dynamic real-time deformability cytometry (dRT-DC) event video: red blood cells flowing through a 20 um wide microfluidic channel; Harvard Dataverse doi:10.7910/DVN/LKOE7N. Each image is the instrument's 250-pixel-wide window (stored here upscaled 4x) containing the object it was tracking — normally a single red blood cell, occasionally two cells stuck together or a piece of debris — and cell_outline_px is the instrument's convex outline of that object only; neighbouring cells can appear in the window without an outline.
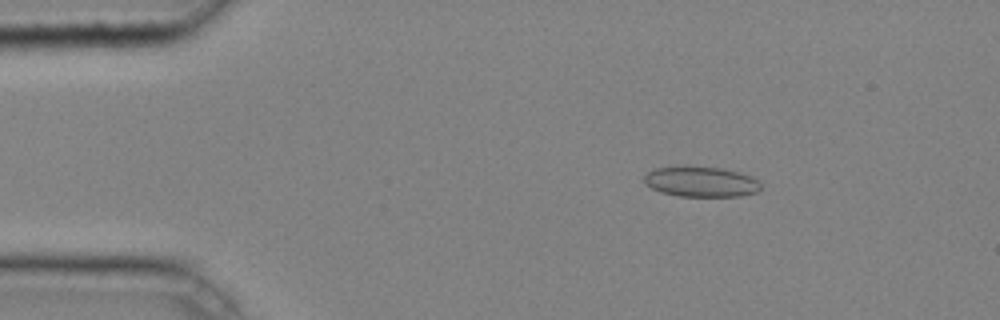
{"species": "common noctule bat (a hibernating species)", "species_latin": "Nyctalus noctula", "temperature_condition": "cold", "stored_images_in_passage": 43, "camera_frame_rate_fps": 3000, "um_per_image_px": 0.085, "animal": {"sex": "male", "body_mass_g": 20.4}, "frame": {"image": 1, "passage_image": 6, "time_ms": 1.667, "image_size_px": [1000, 320], "cell_outline_px": [[760, 188], [756, 192], [740, 196], [680, 196], [660, 192], [644, 184], [644, 176], [648, 172], [656, 168], [684, 164], [720, 168], [736, 172], [748, 176], [756, 180], [760, 184]], "centroid_in_image_um": [59.5, 15.42], "position_along_channel_um": 25.5, "area_um2": 20.75}}
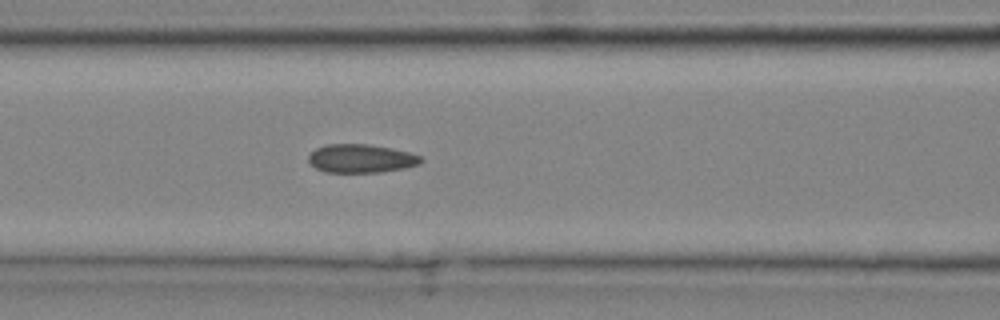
{"frame": {"image": 2, "passage_image": 18, "time_ms": 5.667, "image_size_px": [1000, 320], "cell_outline_px": [[424, 160], [420, 164], [404, 168], [380, 172], [328, 172], [316, 168], [308, 160], [308, 156], [316, 148], [328, 144], [368, 144], [392, 148], [408, 152], [420, 156]], "centroid_in_image_um": [30.71, 13.47], "position_along_channel_um": 135.9, "area_um2": 18.55}}
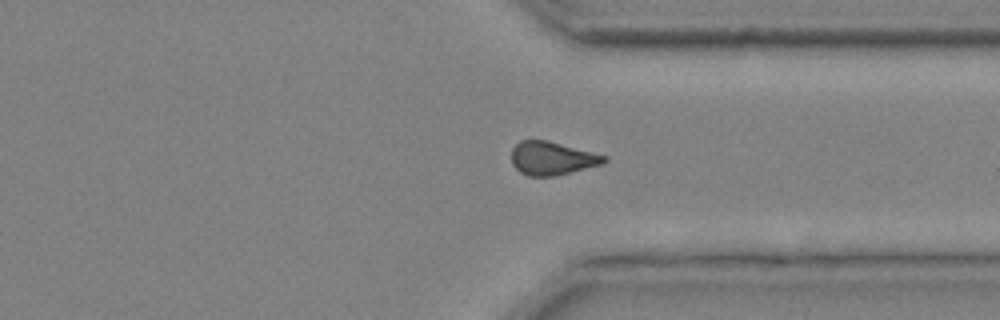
{"frame": {"image": 3, "passage_image": 34, "time_ms": 11.0, "image_size_px": [1000, 320], "cell_outline_px": [[608, 160], [604, 164], [552, 176], [528, 176], [520, 172], [512, 164], [512, 148], [520, 140], [548, 140], [608, 156]], "centroid_in_image_um": [46.94, 13.45], "position_along_channel_um": 364.5, "area_um2": 18.03}, "authors_computed_cell_mechanics": {"area_um2": 18.2648, "velocity_mm_per_s": 4.2829, "shape_relaxation_time_tau1_ms": null, "shape_relaxation_time_tau2_ms": 2.2434, "deformation_change_tau1": null, "deformation_change_tau2": 0.0716}}